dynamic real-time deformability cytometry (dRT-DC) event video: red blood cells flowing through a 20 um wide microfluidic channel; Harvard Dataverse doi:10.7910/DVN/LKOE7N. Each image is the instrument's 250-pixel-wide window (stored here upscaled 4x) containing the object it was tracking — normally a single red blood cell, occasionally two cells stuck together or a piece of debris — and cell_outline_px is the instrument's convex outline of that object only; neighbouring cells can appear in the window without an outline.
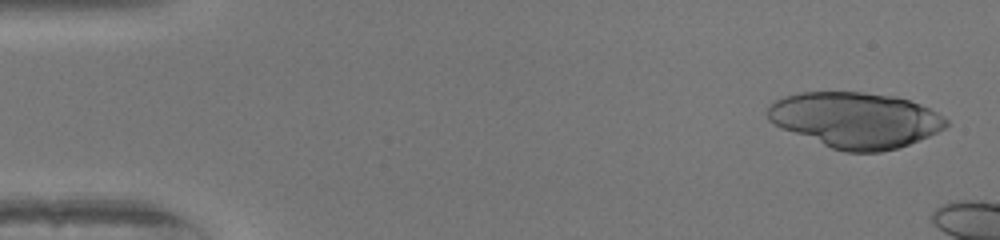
{"species": "human", "species_latin": "Homo sapiens", "temperature_condition": "warm", "stored_images_in_passage": 15, "camera_frame_rate_fps": 3000, "um_per_image_px": 0.085, "donor": {"sex": "female"}, "frame": {"image": 1, "passage_image": 2, "time_ms": 0.333, "image_size_px": [1000, 240], "cell_outline_px": [[948, 124], [944, 128], [928, 136], [908, 144], [896, 148], [880, 152], [844, 152], [832, 148], [784, 128], [768, 120], [768, 104], [784, 96], [800, 92], [864, 92], [896, 96], [920, 104], [944, 116], [948, 120]], "centroid_in_image_um": [72.73, 10.18], "position_along_channel_um": 12.3, "area_um2": 57.34}}